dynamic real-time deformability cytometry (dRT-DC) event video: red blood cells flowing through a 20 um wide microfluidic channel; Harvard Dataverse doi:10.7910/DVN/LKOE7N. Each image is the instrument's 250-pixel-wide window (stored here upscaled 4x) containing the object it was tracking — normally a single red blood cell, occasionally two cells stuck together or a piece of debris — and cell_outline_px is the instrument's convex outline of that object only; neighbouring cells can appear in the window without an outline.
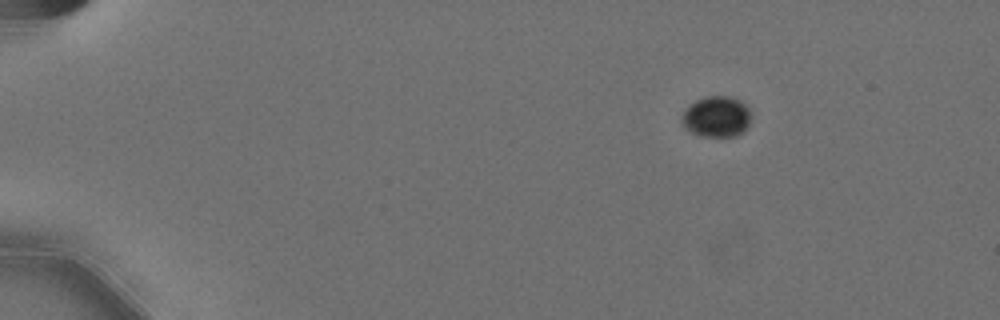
{"species": "Egyptian fruit bat (a non-hibernating species)", "species_latin": "Rousettus aegyptiacus", "temperature_condition": "cold", "stored_images_in_passage": 11, "camera_frame_rate_fps": 3000, "um_per_image_px": 0.085, "animal": {"sex": "female"}, "frame": {"image": 1, "passage_image": 1, "time_ms": 0.0, "image_size_px": [1000, 320], "cell_outline_px": [[752, 116], [744, 132], [736, 136], [700, 136], [692, 132], [680, 120], [684, 112], [696, 100], [704, 96], [728, 96], [740, 100], [748, 108]], "centroid_in_image_um": [60.95, 9.91], "position_along_channel_um": 24.1, "area_um2": 16.36}}